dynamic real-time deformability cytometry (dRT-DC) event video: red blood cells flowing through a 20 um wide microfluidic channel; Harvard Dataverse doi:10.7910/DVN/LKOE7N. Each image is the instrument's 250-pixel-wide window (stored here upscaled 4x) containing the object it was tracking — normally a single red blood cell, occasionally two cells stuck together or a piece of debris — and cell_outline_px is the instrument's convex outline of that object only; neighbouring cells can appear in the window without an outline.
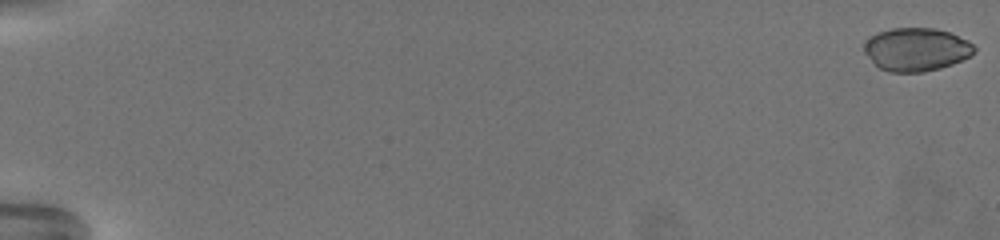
{"species": "common noctule bat (a hibernating species)", "species_latin": "Nyctalus noctula", "temperature_condition": "warm", "stored_images_in_passage": 64, "camera_frame_rate_fps": 3000, "um_per_image_px": 0.085, "animal": {"sex": "female", "body_mass_g": 19.5, "forearm_length_mm": 54.1}, "frame": {"image": 1, "passage_image": 1, "time_ms": 0.0, "image_size_px": [1000, 240], "cell_outline_px": [[976, 48], [968, 56], [952, 64], [940, 68], [924, 72], [888, 72], [880, 68], [864, 52], [864, 40], [868, 36], [892, 28], [936, 28], [948, 32], [968, 40]], "centroid_in_image_um": [77.85, 4.19], "position_along_channel_um": 7.1, "area_um2": 27.57}}